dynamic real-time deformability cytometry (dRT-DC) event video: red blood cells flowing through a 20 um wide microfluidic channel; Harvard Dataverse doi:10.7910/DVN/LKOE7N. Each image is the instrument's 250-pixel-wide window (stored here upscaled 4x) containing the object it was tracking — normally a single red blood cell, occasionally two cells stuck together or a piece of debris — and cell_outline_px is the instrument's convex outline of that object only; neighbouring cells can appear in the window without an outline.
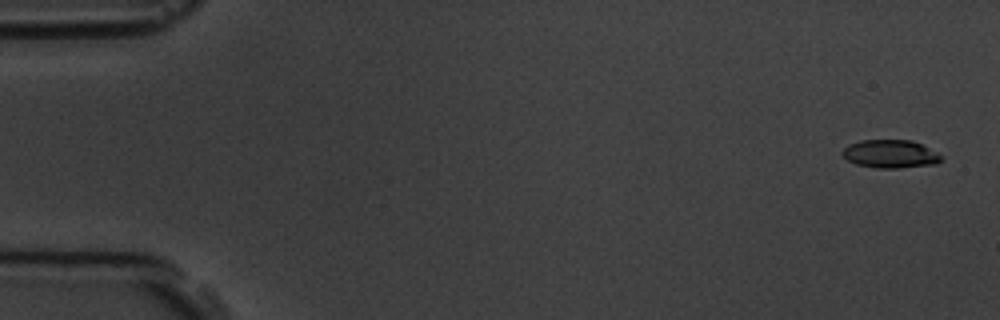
{"species": "common noctule bat (a hibernating species)", "species_latin": "Nyctalus noctula", "temperature_condition": "room temperature", "stored_images_in_passage": 5, "camera_frame_rate_fps": 3000, "um_per_image_px": 0.085, "animal": {"sex": "male", "body_mass_g": 19.5, "forearm_length_mm": 54.6}, "frame": {"image": 1, "passage_image": 1, "time_ms": 0.0, "image_size_px": [1000, 320], "cell_outline_px": [[944, 160], [936, 164], [900, 168], [876, 168], [856, 164], [848, 160], [840, 152], [848, 144], [860, 140], [912, 140], [936, 152]], "centroid_in_image_um": [75.66, 13.09], "position_along_channel_um": 9.3, "area_um2": 16.24}}
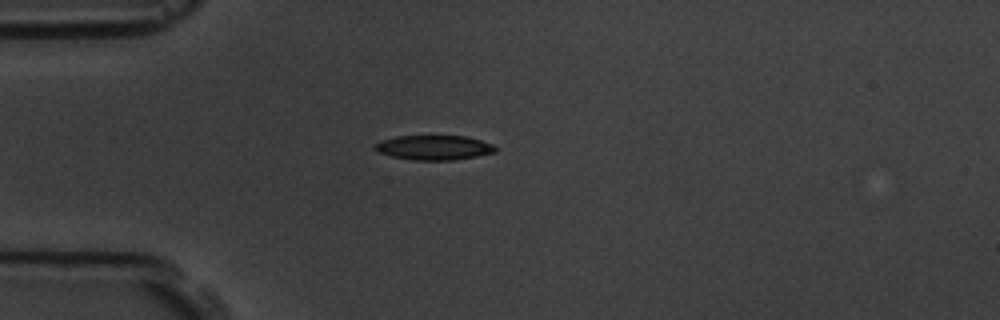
{"frame": {"image": 2, "passage_image": 5, "time_ms": 4.333, "image_size_px": [1000, 320], "cell_outline_px": [[496, 152], [476, 156], [452, 160], [416, 160], [392, 156], [376, 152], [372, 148], [380, 140], [396, 136], [464, 136], [480, 140], [492, 144], [496, 148]], "centroid_in_image_um": [36.84, 12.54], "position_along_channel_um": 48.2, "area_um2": 17.22}}